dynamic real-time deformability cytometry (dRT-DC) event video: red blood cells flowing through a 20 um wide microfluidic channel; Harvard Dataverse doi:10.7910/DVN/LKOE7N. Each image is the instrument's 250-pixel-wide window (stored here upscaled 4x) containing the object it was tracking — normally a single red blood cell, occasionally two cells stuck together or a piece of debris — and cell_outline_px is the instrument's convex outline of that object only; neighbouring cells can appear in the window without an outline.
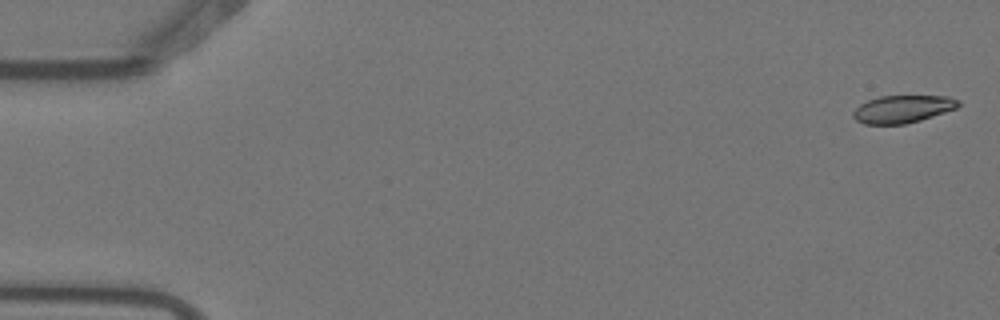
{"species": "Egyptian fruit bat (a non-hibernating species)", "species_latin": "Rousettus aegyptiacus", "temperature_condition": "warm", "stored_images_in_passage": 6, "camera_frame_rate_fps": 3000, "um_per_image_px": 0.085, "animal": {"sex": "female"}, "frame": {"image": 1, "passage_image": 1, "time_ms": 0.0, "image_size_px": [1000, 320], "cell_outline_px": [[960, 104], [956, 108], [920, 120], [904, 124], [864, 124], [856, 120], [852, 116], [852, 112], [860, 104], [868, 100], [880, 96], [948, 96], [960, 100]], "centroid_in_image_um": [76.71, 9.26], "position_along_channel_um": 8.3, "area_um2": 16.82}}